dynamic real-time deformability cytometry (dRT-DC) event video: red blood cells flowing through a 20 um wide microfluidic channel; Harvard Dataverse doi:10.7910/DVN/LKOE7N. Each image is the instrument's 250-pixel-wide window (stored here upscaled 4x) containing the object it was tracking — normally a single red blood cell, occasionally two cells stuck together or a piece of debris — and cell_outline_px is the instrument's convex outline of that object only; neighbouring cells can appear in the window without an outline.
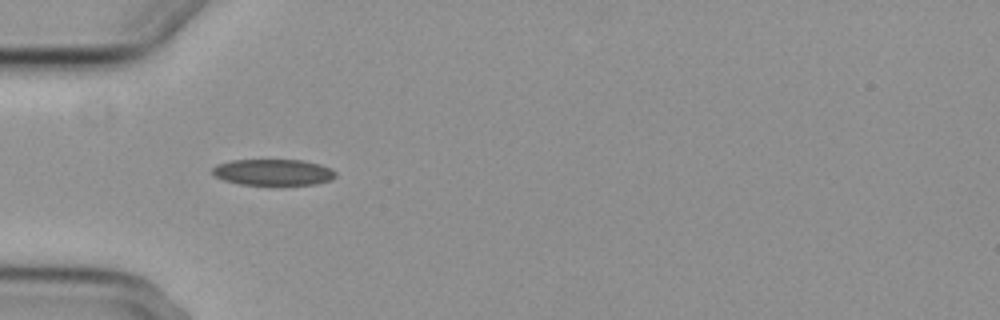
{"species": "common noctule bat (a hibernating species)", "species_latin": "Nyctalus noctula", "temperature_condition": "cold", "stored_images_in_passage": 5, "camera_frame_rate_fps": 3000, "um_per_image_px": 0.085, "animal": {"sex": "female", "body_mass_g": 29.2, "forearm_length_mm": 56.3}, "frame": {"image": 1, "passage_image": 1, "time_ms": 0.0, "image_size_px": [1000, 320], "cell_outline_px": [[336, 176], [332, 180], [316, 184], [240, 184], [224, 180], [216, 176], [212, 172], [212, 168], [216, 164], [232, 160], [300, 160], [320, 164], [336, 172]], "centroid_in_image_um": [23.22, 14.63], "position_along_channel_um": 61.8, "area_um2": 18.61}}
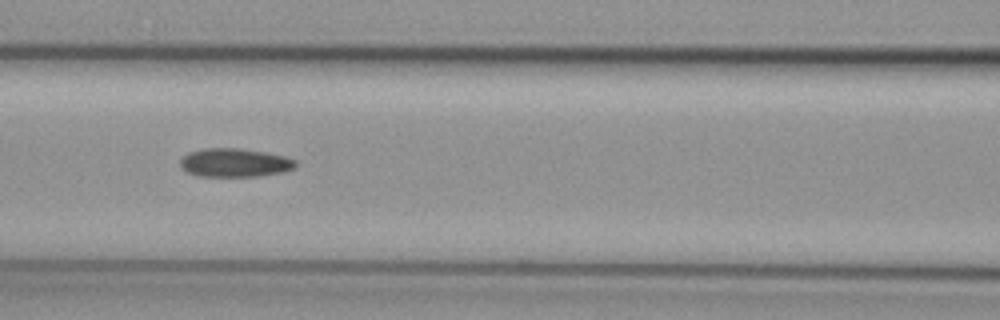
{"frame": {"image": 2, "passage_image": 3, "time_ms": 2.333, "image_size_px": [1000, 320], "cell_outline_px": [[296, 168], [284, 172], [260, 176], [200, 176], [188, 172], [180, 168], [180, 160], [188, 152], [204, 148], [240, 148], [264, 152], [284, 156], [296, 160]], "centroid_in_image_um": [19.96, 13.83], "position_along_channel_um": 146.6, "area_um2": 19.31}}
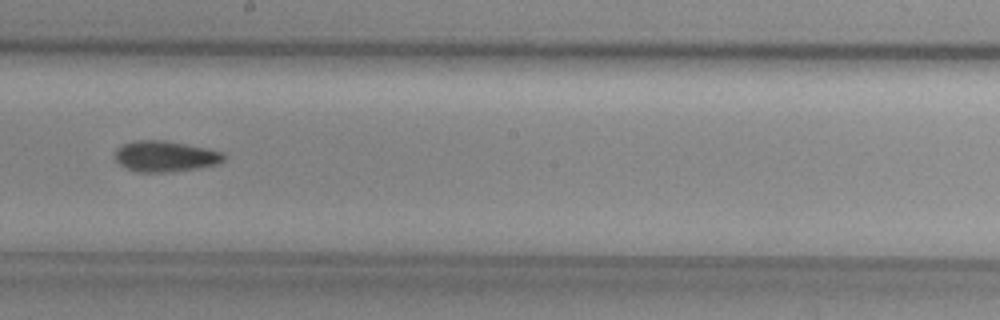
{"frame": {"image": 3, "passage_image": 5, "time_ms": 4.667, "image_size_px": [1000, 320], "cell_outline_px": [[224, 160], [216, 164], [200, 168], [168, 172], [136, 172], [120, 164], [116, 160], [116, 148], [124, 144], [136, 140], [164, 140], [224, 152]], "centroid_in_image_um": [14.04, 13.29], "position_along_channel_um": 234.2, "area_um2": 19.36}}